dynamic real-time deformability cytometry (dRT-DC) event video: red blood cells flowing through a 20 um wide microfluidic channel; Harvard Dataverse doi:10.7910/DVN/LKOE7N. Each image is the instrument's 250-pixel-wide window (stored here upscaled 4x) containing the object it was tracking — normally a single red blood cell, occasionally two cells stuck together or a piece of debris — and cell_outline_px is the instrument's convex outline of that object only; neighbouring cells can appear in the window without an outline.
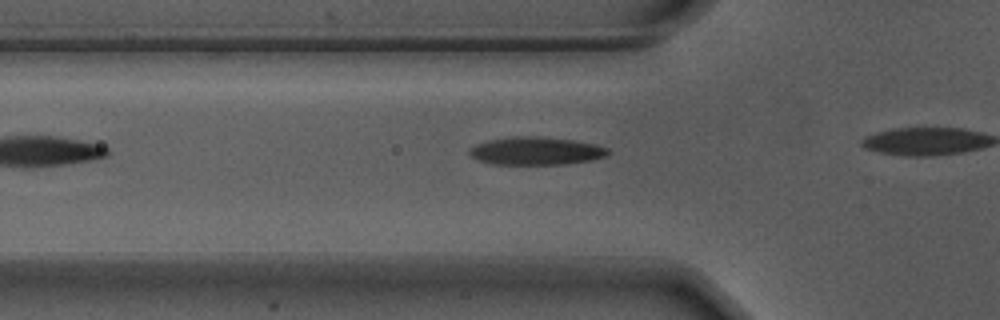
{"species": "Egyptian fruit bat (a non-hibernating species)", "species_latin": "Rousettus aegyptiacus", "temperature_condition": "warm", "stored_images_in_passage": 7, "camera_frame_rate_fps": 3000, "um_per_image_px": 0.085, "animal": {"sex": "male"}, "frame": {"image": 1, "passage_image": 2, "time_ms": 0.333, "image_size_px": [1000, 320], "cell_outline_px": [[612, 152], [604, 156], [592, 160], [564, 164], [492, 164], [480, 160], [472, 156], [468, 152], [476, 144], [492, 140], [516, 136], [536, 136], [572, 140], [596, 144], [608, 148]], "centroid_in_image_um": [45.62, 12.83], "position_along_channel_um": 80.2, "area_um2": 22.25}}
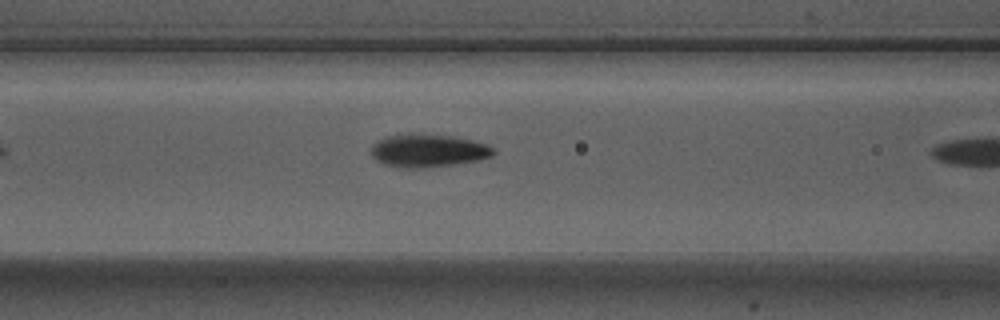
{"frame": {"image": 2, "passage_image": 6, "time_ms": 1.667, "image_size_px": [1000, 320], "cell_outline_px": [[496, 152], [492, 156], [476, 160], [452, 164], [416, 168], [408, 168], [384, 164], [376, 160], [372, 156], [372, 148], [376, 140], [388, 136], [452, 136], [484, 144], [492, 148]], "centroid_in_image_um": [36.37, 12.83], "position_along_channel_um": 130.2, "area_um2": 22.25}}